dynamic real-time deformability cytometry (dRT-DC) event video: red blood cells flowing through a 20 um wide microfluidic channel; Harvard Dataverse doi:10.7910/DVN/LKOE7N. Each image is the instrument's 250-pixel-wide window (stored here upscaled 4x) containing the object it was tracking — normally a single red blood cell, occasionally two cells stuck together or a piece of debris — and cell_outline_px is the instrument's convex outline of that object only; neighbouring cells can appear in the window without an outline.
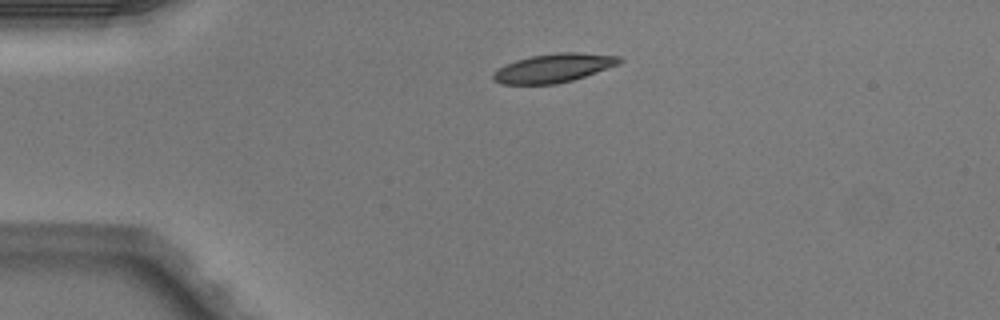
{"species": "Egyptian fruit bat (a non-hibernating species)", "species_latin": "Rousettus aegyptiacus", "temperature_condition": "warm", "stored_images_in_passage": 2, "camera_frame_rate_fps": 3000, "um_per_image_px": 0.085, "animal": {"sex": "male"}, "frame": {"image": 1, "passage_image": 1, "time_ms": 0.0, "image_size_px": [1000, 320], "cell_outline_px": [[624, 60], [620, 64], [572, 80], [556, 84], [500, 84], [492, 80], [492, 72], [504, 64], [516, 60], [532, 56], [556, 52], [576, 52], [620, 56]], "centroid_in_image_um": [47.03, 5.78], "position_along_channel_um": 38.0, "area_um2": 21.27}}